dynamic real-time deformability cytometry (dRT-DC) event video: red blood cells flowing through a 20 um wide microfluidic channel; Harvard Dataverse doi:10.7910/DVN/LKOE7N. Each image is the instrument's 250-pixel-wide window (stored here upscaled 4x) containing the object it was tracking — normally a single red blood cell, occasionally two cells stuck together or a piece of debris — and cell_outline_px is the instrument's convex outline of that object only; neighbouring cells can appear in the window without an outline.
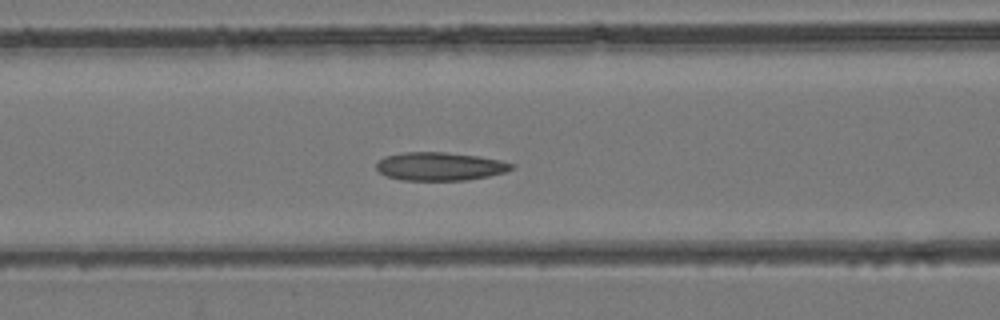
{"species": "common noctule bat (a hibernating species)", "species_latin": "Nyctalus noctula", "temperature_condition": "room temperature", "stored_images_in_passage": 44, "camera_frame_rate_fps": 3000, "um_per_image_px": 0.085, "animal": {"sex": "female", "body_mass_g": 24.6, "forearm_length_mm": 56.2}, "frame": {"image": 1, "passage_image": 18, "time_ms": 5.667, "image_size_px": [1000, 320], "cell_outline_px": [[516, 168], [504, 172], [488, 176], [464, 180], [400, 180], [388, 176], [380, 172], [376, 168], [376, 164], [384, 156], [404, 152], [444, 152], [480, 156], [500, 160], [516, 164]], "centroid_in_image_um": [37.42, 14.13], "position_along_channel_um": 129.2, "area_um2": 22.31}}
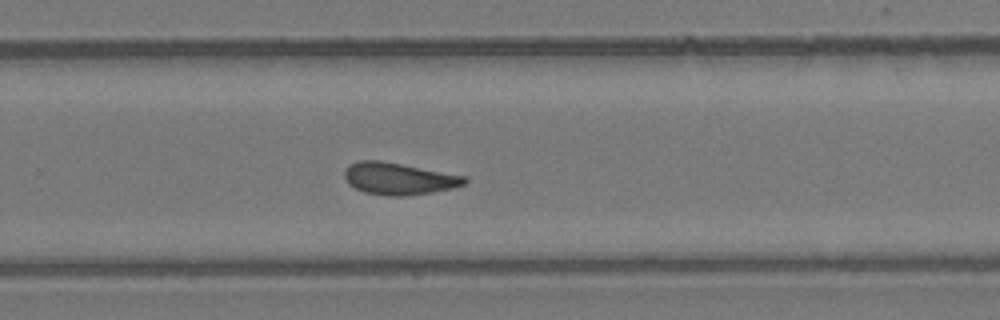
{"frame": {"image": 2, "passage_image": 29, "time_ms": 9.333, "image_size_px": [1000, 320], "cell_outline_px": [[468, 180], [464, 184], [452, 188], [432, 192], [404, 196], [388, 196], [364, 192], [348, 184], [344, 176], [344, 172], [352, 164], [360, 160], [380, 160], [468, 176]], "centroid_in_image_um": [33.92, 15.18], "position_along_channel_um": 295.9, "area_um2": 22.31}}
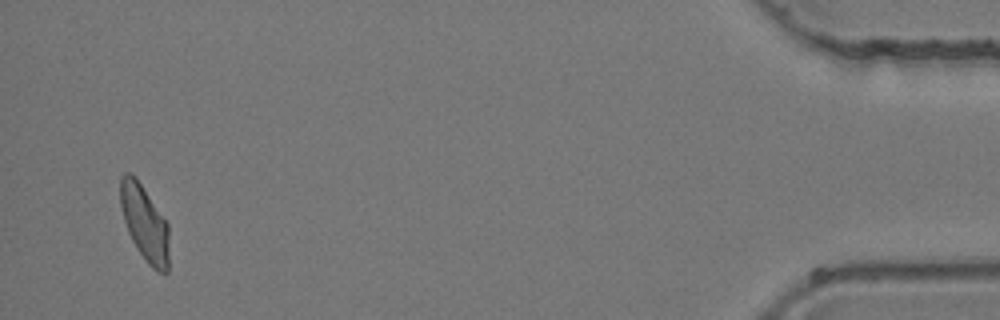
{"frame": {"image": 3, "passage_image": 43, "time_ms": 14.0, "image_size_px": [1000, 320], "cell_outline_px": [[168, 272], [156, 272], [148, 264], [136, 248], [128, 232], [124, 220], [120, 204], [120, 176], [124, 172], [132, 172], [136, 176], [168, 224]], "centroid_in_image_um": [12.27, 18.93], "position_along_channel_um": 422.9, "area_um2": 21.56}}